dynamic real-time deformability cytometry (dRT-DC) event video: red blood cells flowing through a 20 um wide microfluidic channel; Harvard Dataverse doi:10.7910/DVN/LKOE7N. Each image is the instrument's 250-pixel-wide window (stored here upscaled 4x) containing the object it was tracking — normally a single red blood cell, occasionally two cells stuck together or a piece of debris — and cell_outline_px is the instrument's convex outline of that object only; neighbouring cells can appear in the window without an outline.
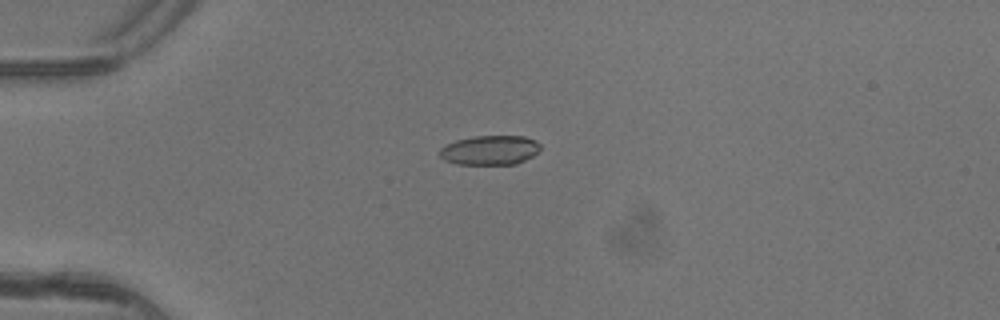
{"species": "common noctule bat (a hibernating species)", "species_latin": "Nyctalus noctula", "temperature_condition": "warm", "stored_images_in_passage": 6, "camera_frame_rate_fps": 3000, "um_per_image_px": 0.085, "animal": {"sex": "female"}, "frame": {"image": 1, "passage_image": 5, "time_ms": 1.333, "image_size_px": [1000, 320], "cell_outline_px": [[540, 148], [532, 156], [516, 164], [456, 164], [444, 160], [440, 156], [440, 148], [456, 140], [476, 136], [524, 136], [536, 140], [540, 144]], "centroid_in_image_um": [41.64, 12.76], "position_along_channel_um": 43.4, "area_um2": 17.17}}